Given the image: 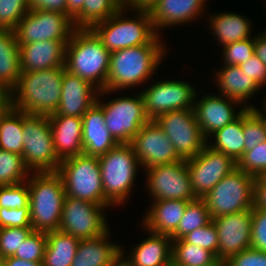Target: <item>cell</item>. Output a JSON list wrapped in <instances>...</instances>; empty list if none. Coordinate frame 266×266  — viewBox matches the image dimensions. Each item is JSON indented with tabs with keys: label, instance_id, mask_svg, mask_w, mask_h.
<instances>
[{
	"label": "cell",
	"instance_id": "6da1fadb",
	"mask_svg": "<svg viewBox=\"0 0 266 266\" xmlns=\"http://www.w3.org/2000/svg\"><path fill=\"white\" fill-rule=\"evenodd\" d=\"M164 47L163 44H142L112 52L106 87L99 91L101 96L148 82L163 60Z\"/></svg>",
	"mask_w": 266,
	"mask_h": 266
},
{
	"label": "cell",
	"instance_id": "7a4b0ae2",
	"mask_svg": "<svg viewBox=\"0 0 266 266\" xmlns=\"http://www.w3.org/2000/svg\"><path fill=\"white\" fill-rule=\"evenodd\" d=\"M65 66L22 72L11 90L12 107L27 114L50 115L58 108Z\"/></svg>",
	"mask_w": 266,
	"mask_h": 266
},
{
	"label": "cell",
	"instance_id": "3957f363",
	"mask_svg": "<svg viewBox=\"0 0 266 266\" xmlns=\"http://www.w3.org/2000/svg\"><path fill=\"white\" fill-rule=\"evenodd\" d=\"M110 55L90 28H76L66 44L64 66L70 73L87 80L99 90H104Z\"/></svg>",
	"mask_w": 266,
	"mask_h": 266
},
{
	"label": "cell",
	"instance_id": "277c9868",
	"mask_svg": "<svg viewBox=\"0 0 266 266\" xmlns=\"http://www.w3.org/2000/svg\"><path fill=\"white\" fill-rule=\"evenodd\" d=\"M27 185L33 231L58 230L66 196L61 176L57 172H34Z\"/></svg>",
	"mask_w": 266,
	"mask_h": 266
},
{
	"label": "cell",
	"instance_id": "5b68a950",
	"mask_svg": "<svg viewBox=\"0 0 266 266\" xmlns=\"http://www.w3.org/2000/svg\"><path fill=\"white\" fill-rule=\"evenodd\" d=\"M125 10L121 7L107 20L90 28L110 53L142 44H161V35L155 31L149 12L136 11L138 17L133 20L122 16Z\"/></svg>",
	"mask_w": 266,
	"mask_h": 266
},
{
	"label": "cell",
	"instance_id": "8992f818",
	"mask_svg": "<svg viewBox=\"0 0 266 266\" xmlns=\"http://www.w3.org/2000/svg\"><path fill=\"white\" fill-rule=\"evenodd\" d=\"M98 160L105 199L113 206L123 204L129 198L140 164L132 145L118 144Z\"/></svg>",
	"mask_w": 266,
	"mask_h": 266
},
{
	"label": "cell",
	"instance_id": "52a82bcc",
	"mask_svg": "<svg viewBox=\"0 0 266 266\" xmlns=\"http://www.w3.org/2000/svg\"><path fill=\"white\" fill-rule=\"evenodd\" d=\"M57 173L63 180L66 196L112 206L104 197L98 157L81 154L63 159Z\"/></svg>",
	"mask_w": 266,
	"mask_h": 266
},
{
	"label": "cell",
	"instance_id": "ba28073f",
	"mask_svg": "<svg viewBox=\"0 0 266 266\" xmlns=\"http://www.w3.org/2000/svg\"><path fill=\"white\" fill-rule=\"evenodd\" d=\"M23 154L25 166L34 172H57V157L48 115L23 112Z\"/></svg>",
	"mask_w": 266,
	"mask_h": 266
},
{
	"label": "cell",
	"instance_id": "9c48e42d",
	"mask_svg": "<svg viewBox=\"0 0 266 266\" xmlns=\"http://www.w3.org/2000/svg\"><path fill=\"white\" fill-rule=\"evenodd\" d=\"M255 177L236 168L202 199L211 218L252 209Z\"/></svg>",
	"mask_w": 266,
	"mask_h": 266
},
{
	"label": "cell",
	"instance_id": "30bf717a",
	"mask_svg": "<svg viewBox=\"0 0 266 266\" xmlns=\"http://www.w3.org/2000/svg\"><path fill=\"white\" fill-rule=\"evenodd\" d=\"M97 104L103 109L105 125L118 144H130L143 125L150 119L146 115L141 93L134 97L114 98Z\"/></svg>",
	"mask_w": 266,
	"mask_h": 266
},
{
	"label": "cell",
	"instance_id": "8fae6325",
	"mask_svg": "<svg viewBox=\"0 0 266 266\" xmlns=\"http://www.w3.org/2000/svg\"><path fill=\"white\" fill-rule=\"evenodd\" d=\"M155 121L169 137L181 160L195 157L207 144L193 109L167 112L160 115Z\"/></svg>",
	"mask_w": 266,
	"mask_h": 266
},
{
	"label": "cell",
	"instance_id": "7c38bea8",
	"mask_svg": "<svg viewBox=\"0 0 266 266\" xmlns=\"http://www.w3.org/2000/svg\"><path fill=\"white\" fill-rule=\"evenodd\" d=\"M103 205L65 196L59 231L80 240L98 237L108 230Z\"/></svg>",
	"mask_w": 266,
	"mask_h": 266
},
{
	"label": "cell",
	"instance_id": "4fadbf2b",
	"mask_svg": "<svg viewBox=\"0 0 266 266\" xmlns=\"http://www.w3.org/2000/svg\"><path fill=\"white\" fill-rule=\"evenodd\" d=\"M147 188L154 201L177 199L192 201L197 199L192 190L186 160L155 165L147 170Z\"/></svg>",
	"mask_w": 266,
	"mask_h": 266
},
{
	"label": "cell",
	"instance_id": "5bb4252c",
	"mask_svg": "<svg viewBox=\"0 0 266 266\" xmlns=\"http://www.w3.org/2000/svg\"><path fill=\"white\" fill-rule=\"evenodd\" d=\"M76 28L63 13L45 10L29 11L18 23L15 31L18 44L44 40H70Z\"/></svg>",
	"mask_w": 266,
	"mask_h": 266
},
{
	"label": "cell",
	"instance_id": "9a60e30c",
	"mask_svg": "<svg viewBox=\"0 0 266 266\" xmlns=\"http://www.w3.org/2000/svg\"><path fill=\"white\" fill-rule=\"evenodd\" d=\"M141 95L146 115L150 120H156L167 112L193 109L197 93L188 82L162 80L146 88Z\"/></svg>",
	"mask_w": 266,
	"mask_h": 266
},
{
	"label": "cell",
	"instance_id": "2e32d148",
	"mask_svg": "<svg viewBox=\"0 0 266 266\" xmlns=\"http://www.w3.org/2000/svg\"><path fill=\"white\" fill-rule=\"evenodd\" d=\"M192 190L197 198H203L225 176L237 168V163L223 152L206 144L203 150L186 160Z\"/></svg>",
	"mask_w": 266,
	"mask_h": 266
},
{
	"label": "cell",
	"instance_id": "e0dca14e",
	"mask_svg": "<svg viewBox=\"0 0 266 266\" xmlns=\"http://www.w3.org/2000/svg\"><path fill=\"white\" fill-rule=\"evenodd\" d=\"M130 144L144 169L181 160L169 137L155 120L143 125Z\"/></svg>",
	"mask_w": 266,
	"mask_h": 266
},
{
	"label": "cell",
	"instance_id": "ac0fdd59",
	"mask_svg": "<svg viewBox=\"0 0 266 266\" xmlns=\"http://www.w3.org/2000/svg\"><path fill=\"white\" fill-rule=\"evenodd\" d=\"M218 234L217 259L223 264L231 256L251 247V209L212 219Z\"/></svg>",
	"mask_w": 266,
	"mask_h": 266
},
{
	"label": "cell",
	"instance_id": "d6986e66",
	"mask_svg": "<svg viewBox=\"0 0 266 266\" xmlns=\"http://www.w3.org/2000/svg\"><path fill=\"white\" fill-rule=\"evenodd\" d=\"M239 103L240 102L223 95L221 97L213 94H207V96L205 95V97H202L194 103L193 110L196 121L207 141L212 138L211 135L217 130H220L225 125L237 119L246 108L252 109L255 107L253 104H246V106L242 109L240 108L236 113L233 105H239Z\"/></svg>",
	"mask_w": 266,
	"mask_h": 266
},
{
	"label": "cell",
	"instance_id": "ffe728a7",
	"mask_svg": "<svg viewBox=\"0 0 266 266\" xmlns=\"http://www.w3.org/2000/svg\"><path fill=\"white\" fill-rule=\"evenodd\" d=\"M99 89L87 80L65 70L58 108L50 115L80 117L97 102ZM97 93V94H96Z\"/></svg>",
	"mask_w": 266,
	"mask_h": 266
},
{
	"label": "cell",
	"instance_id": "44dd1931",
	"mask_svg": "<svg viewBox=\"0 0 266 266\" xmlns=\"http://www.w3.org/2000/svg\"><path fill=\"white\" fill-rule=\"evenodd\" d=\"M69 40H44L19 44L21 71H41L65 65Z\"/></svg>",
	"mask_w": 266,
	"mask_h": 266
},
{
	"label": "cell",
	"instance_id": "7402d4cb",
	"mask_svg": "<svg viewBox=\"0 0 266 266\" xmlns=\"http://www.w3.org/2000/svg\"><path fill=\"white\" fill-rule=\"evenodd\" d=\"M117 145L105 125L103 109L95 103L82 116L83 154L99 157Z\"/></svg>",
	"mask_w": 266,
	"mask_h": 266
},
{
	"label": "cell",
	"instance_id": "603a6c76",
	"mask_svg": "<svg viewBox=\"0 0 266 266\" xmlns=\"http://www.w3.org/2000/svg\"><path fill=\"white\" fill-rule=\"evenodd\" d=\"M48 118L57 157L63 160L83 154L82 118L67 115H48Z\"/></svg>",
	"mask_w": 266,
	"mask_h": 266
},
{
	"label": "cell",
	"instance_id": "cb8c5ba5",
	"mask_svg": "<svg viewBox=\"0 0 266 266\" xmlns=\"http://www.w3.org/2000/svg\"><path fill=\"white\" fill-rule=\"evenodd\" d=\"M110 231L80 240L71 266H114L121 259L123 247L108 241Z\"/></svg>",
	"mask_w": 266,
	"mask_h": 266
},
{
	"label": "cell",
	"instance_id": "d4e9b609",
	"mask_svg": "<svg viewBox=\"0 0 266 266\" xmlns=\"http://www.w3.org/2000/svg\"><path fill=\"white\" fill-rule=\"evenodd\" d=\"M137 244L131 252V257L124 259L121 250V260L127 266H170L172 255V238L168 235L154 232Z\"/></svg>",
	"mask_w": 266,
	"mask_h": 266
},
{
	"label": "cell",
	"instance_id": "484cf974",
	"mask_svg": "<svg viewBox=\"0 0 266 266\" xmlns=\"http://www.w3.org/2000/svg\"><path fill=\"white\" fill-rule=\"evenodd\" d=\"M206 0H159L149 12L153 27L158 29L173 27L197 18L203 11ZM198 14V15H197Z\"/></svg>",
	"mask_w": 266,
	"mask_h": 266
},
{
	"label": "cell",
	"instance_id": "4316f807",
	"mask_svg": "<svg viewBox=\"0 0 266 266\" xmlns=\"http://www.w3.org/2000/svg\"><path fill=\"white\" fill-rule=\"evenodd\" d=\"M189 201L168 199L156 200L145 214L143 228L148 232L172 236L185 212Z\"/></svg>",
	"mask_w": 266,
	"mask_h": 266
},
{
	"label": "cell",
	"instance_id": "83f0119b",
	"mask_svg": "<svg viewBox=\"0 0 266 266\" xmlns=\"http://www.w3.org/2000/svg\"><path fill=\"white\" fill-rule=\"evenodd\" d=\"M216 75L221 94L242 104L260 89V86L237 65H225Z\"/></svg>",
	"mask_w": 266,
	"mask_h": 266
},
{
	"label": "cell",
	"instance_id": "f1b7e54d",
	"mask_svg": "<svg viewBox=\"0 0 266 266\" xmlns=\"http://www.w3.org/2000/svg\"><path fill=\"white\" fill-rule=\"evenodd\" d=\"M21 73L20 49L15 31L0 29V84L12 90Z\"/></svg>",
	"mask_w": 266,
	"mask_h": 266
},
{
	"label": "cell",
	"instance_id": "f546056e",
	"mask_svg": "<svg viewBox=\"0 0 266 266\" xmlns=\"http://www.w3.org/2000/svg\"><path fill=\"white\" fill-rule=\"evenodd\" d=\"M43 266H71L80 239L59 230L46 232Z\"/></svg>",
	"mask_w": 266,
	"mask_h": 266
},
{
	"label": "cell",
	"instance_id": "4dcf8cb0",
	"mask_svg": "<svg viewBox=\"0 0 266 266\" xmlns=\"http://www.w3.org/2000/svg\"><path fill=\"white\" fill-rule=\"evenodd\" d=\"M214 15L209 19L211 30L222 46L252 37L250 34L251 22L244 16L228 11Z\"/></svg>",
	"mask_w": 266,
	"mask_h": 266
},
{
	"label": "cell",
	"instance_id": "1f68e13d",
	"mask_svg": "<svg viewBox=\"0 0 266 266\" xmlns=\"http://www.w3.org/2000/svg\"><path fill=\"white\" fill-rule=\"evenodd\" d=\"M212 135L215 137L214 145H210L209 141H207L208 146L216 151L223 152L237 163L245 152L243 112L233 122L225 125Z\"/></svg>",
	"mask_w": 266,
	"mask_h": 266
},
{
	"label": "cell",
	"instance_id": "d6a6232c",
	"mask_svg": "<svg viewBox=\"0 0 266 266\" xmlns=\"http://www.w3.org/2000/svg\"><path fill=\"white\" fill-rule=\"evenodd\" d=\"M172 265L222 266L216 255L205 248L187 243L183 238L172 240Z\"/></svg>",
	"mask_w": 266,
	"mask_h": 266
},
{
	"label": "cell",
	"instance_id": "836d02e7",
	"mask_svg": "<svg viewBox=\"0 0 266 266\" xmlns=\"http://www.w3.org/2000/svg\"><path fill=\"white\" fill-rule=\"evenodd\" d=\"M23 111L10 108L0 117V148L23 154Z\"/></svg>",
	"mask_w": 266,
	"mask_h": 266
},
{
	"label": "cell",
	"instance_id": "e575fe53",
	"mask_svg": "<svg viewBox=\"0 0 266 266\" xmlns=\"http://www.w3.org/2000/svg\"><path fill=\"white\" fill-rule=\"evenodd\" d=\"M121 7L120 0H85L73 25L75 28H91L94 24L107 20Z\"/></svg>",
	"mask_w": 266,
	"mask_h": 266
},
{
	"label": "cell",
	"instance_id": "d590c367",
	"mask_svg": "<svg viewBox=\"0 0 266 266\" xmlns=\"http://www.w3.org/2000/svg\"><path fill=\"white\" fill-rule=\"evenodd\" d=\"M211 221L212 218L202 198L189 201L177 230L171 238L172 240L182 239L188 233L209 224Z\"/></svg>",
	"mask_w": 266,
	"mask_h": 266
},
{
	"label": "cell",
	"instance_id": "8d00e7d4",
	"mask_svg": "<svg viewBox=\"0 0 266 266\" xmlns=\"http://www.w3.org/2000/svg\"><path fill=\"white\" fill-rule=\"evenodd\" d=\"M29 173L30 170L25 166L22 155L0 148V186L26 181Z\"/></svg>",
	"mask_w": 266,
	"mask_h": 266
},
{
	"label": "cell",
	"instance_id": "74e56055",
	"mask_svg": "<svg viewBox=\"0 0 266 266\" xmlns=\"http://www.w3.org/2000/svg\"><path fill=\"white\" fill-rule=\"evenodd\" d=\"M243 134L245 138V151L266 140V126L263 119L251 108L243 111Z\"/></svg>",
	"mask_w": 266,
	"mask_h": 266
},
{
	"label": "cell",
	"instance_id": "f35d334b",
	"mask_svg": "<svg viewBox=\"0 0 266 266\" xmlns=\"http://www.w3.org/2000/svg\"><path fill=\"white\" fill-rule=\"evenodd\" d=\"M237 168L254 177L266 175V140L245 151L237 162Z\"/></svg>",
	"mask_w": 266,
	"mask_h": 266
},
{
	"label": "cell",
	"instance_id": "ab89813d",
	"mask_svg": "<svg viewBox=\"0 0 266 266\" xmlns=\"http://www.w3.org/2000/svg\"><path fill=\"white\" fill-rule=\"evenodd\" d=\"M46 243V232L32 231L13 257L24 261L42 262Z\"/></svg>",
	"mask_w": 266,
	"mask_h": 266
},
{
	"label": "cell",
	"instance_id": "60d3db41",
	"mask_svg": "<svg viewBox=\"0 0 266 266\" xmlns=\"http://www.w3.org/2000/svg\"><path fill=\"white\" fill-rule=\"evenodd\" d=\"M32 231L25 227L0 228V259L13 256Z\"/></svg>",
	"mask_w": 266,
	"mask_h": 266
},
{
	"label": "cell",
	"instance_id": "b9f144b4",
	"mask_svg": "<svg viewBox=\"0 0 266 266\" xmlns=\"http://www.w3.org/2000/svg\"><path fill=\"white\" fill-rule=\"evenodd\" d=\"M28 12L27 0H0V29L14 31Z\"/></svg>",
	"mask_w": 266,
	"mask_h": 266
},
{
	"label": "cell",
	"instance_id": "7bdbcfd3",
	"mask_svg": "<svg viewBox=\"0 0 266 266\" xmlns=\"http://www.w3.org/2000/svg\"><path fill=\"white\" fill-rule=\"evenodd\" d=\"M22 207H29L27 180L17 184L0 186V208L17 209Z\"/></svg>",
	"mask_w": 266,
	"mask_h": 266
},
{
	"label": "cell",
	"instance_id": "ee69618b",
	"mask_svg": "<svg viewBox=\"0 0 266 266\" xmlns=\"http://www.w3.org/2000/svg\"><path fill=\"white\" fill-rule=\"evenodd\" d=\"M183 239L190 244L205 248L216 256L218 254L219 239L217 229L211 221L209 224L188 233Z\"/></svg>",
	"mask_w": 266,
	"mask_h": 266
},
{
	"label": "cell",
	"instance_id": "f6af8a7d",
	"mask_svg": "<svg viewBox=\"0 0 266 266\" xmlns=\"http://www.w3.org/2000/svg\"><path fill=\"white\" fill-rule=\"evenodd\" d=\"M225 65H241L254 55V37L224 45Z\"/></svg>",
	"mask_w": 266,
	"mask_h": 266
},
{
	"label": "cell",
	"instance_id": "bcb514c9",
	"mask_svg": "<svg viewBox=\"0 0 266 266\" xmlns=\"http://www.w3.org/2000/svg\"><path fill=\"white\" fill-rule=\"evenodd\" d=\"M251 248L266 252V210L252 207Z\"/></svg>",
	"mask_w": 266,
	"mask_h": 266
},
{
	"label": "cell",
	"instance_id": "7dc6e473",
	"mask_svg": "<svg viewBox=\"0 0 266 266\" xmlns=\"http://www.w3.org/2000/svg\"><path fill=\"white\" fill-rule=\"evenodd\" d=\"M6 227L32 228L29 207L17 209L0 208V228Z\"/></svg>",
	"mask_w": 266,
	"mask_h": 266
},
{
	"label": "cell",
	"instance_id": "c3c4849f",
	"mask_svg": "<svg viewBox=\"0 0 266 266\" xmlns=\"http://www.w3.org/2000/svg\"><path fill=\"white\" fill-rule=\"evenodd\" d=\"M222 266H266V252L250 247L231 256Z\"/></svg>",
	"mask_w": 266,
	"mask_h": 266
},
{
	"label": "cell",
	"instance_id": "681fc988",
	"mask_svg": "<svg viewBox=\"0 0 266 266\" xmlns=\"http://www.w3.org/2000/svg\"><path fill=\"white\" fill-rule=\"evenodd\" d=\"M239 67L260 87L266 83V65L256 55L243 62Z\"/></svg>",
	"mask_w": 266,
	"mask_h": 266
},
{
	"label": "cell",
	"instance_id": "f907efd6",
	"mask_svg": "<svg viewBox=\"0 0 266 266\" xmlns=\"http://www.w3.org/2000/svg\"><path fill=\"white\" fill-rule=\"evenodd\" d=\"M29 11L45 10L67 15V0H27Z\"/></svg>",
	"mask_w": 266,
	"mask_h": 266
},
{
	"label": "cell",
	"instance_id": "816d5d0a",
	"mask_svg": "<svg viewBox=\"0 0 266 266\" xmlns=\"http://www.w3.org/2000/svg\"><path fill=\"white\" fill-rule=\"evenodd\" d=\"M253 206L266 210V175L255 177Z\"/></svg>",
	"mask_w": 266,
	"mask_h": 266
},
{
	"label": "cell",
	"instance_id": "f5cc1de1",
	"mask_svg": "<svg viewBox=\"0 0 266 266\" xmlns=\"http://www.w3.org/2000/svg\"><path fill=\"white\" fill-rule=\"evenodd\" d=\"M159 0H120L122 7L134 11L150 12ZM133 8V9H132Z\"/></svg>",
	"mask_w": 266,
	"mask_h": 266
},
{
	"label": "cell",
	"instance_id": "db71d44e",
	"mask_svg": "<svg viewBox=\"0 0 266 266\" xmlns=\"http://www.w3.org/2000/svg\"><path fill=\"white\" fill-rule=\"evenodd\" d=\"M12 108L11 90L0 84V117Z\"/></svg>",
	"mask_w": 266,
	"mask_h": 266
},
{
	"label": "cell",
	"instance_id": "11a10c76",
	"mask_svg": "<svg viewBox=\"0 0 266 266\" xmlns=\"http://www.w3.org/2000/svg\"><path fill=\"white\" fill-rule=\"evenodd\" d=\"M254 55L266 65V36L261 33L254 37Z\"/></svg>",
	"mask_w": 266,
	"mask_h": 266
},
{
	"label": "cell",
	"instance_id": "9f6ffc18",
	"mask_svg": "<svg viewBox=\"0 0 266 266\" xmlns=\"http://www.w3.org/2000/svg\"><path fill=\"white\" fill-rule=\"evenodd\" d=\"M85 0H67V16L73 21L82 11Z\"/></svg>",
	"mask_w": 266,
	"mask_h": 266
},
{
	"label": "cell",
	"instance_id": "6f0895ef",
	"mask_svg": "<svg viewBox=\"0 0 266 266\" xmlns=\"http://www.w3.org/2000/svg\"><path fill=\"white\" fill-rule=\"evenodd\" d=\"M5 266H43L42 262L24 261L22 259L9 256L1 259Z\"/></svg>",
	"mask_w": 266,
	"mask_h": 266
},
{
	"label": "cell",
	"instance_id": "680465c9",
	"mask_svg": "<svg viewBox=\"0 0 266 266\" xmlns=\"http://www.w3.org/2000/svg\"><path fill=\"white\" fill-rule=\"evenodd\" d=\"M266 98V97H265ZM263 110L256 109V107L252 108L256 113H266V99H264V104H263Z\"/></svg>",
	"mask_w": 266,
	"mask_h": 266
},
{
	"label": "cell",
	"instance_id": "91938a15",
	"mask_svg": "<svg viewBox=\"0 0 266 266\" xmlns=\"http://www.w3.org/2000/svg\"><path fill=\"white\" fill-rule=\"evenodd\" d=\"M262 119H263V122L265 123V126H266V113H257Z\"/></svg>",
	"mask_w": 266,
	"mask_h": 266
},
{
	"label": "cell",
	"instance_id": "94428289",
	"mask_svg": "<svg viewBox=\"0 0 266 266\" xmlns=\"http://www.w3.org/2000/svg\"><path fill=\"white\" fill-rule=\"evenodd\" d=\"M114 266H127L121 259Z\"/></svg>",
	"mask_w": 266,
	"mask_h": 266
},
{
	"label": "cell",
	"instance_id": "6125c7cd",
	"mask_svg": "<svg viewBox=\"0 0 266 266\" xmlns=\"http://www.w3.org/2000/svg\"><path fill=\"white\" fill-rule=\"evenodd\" d=\"M0 266H5L4 262L0 259Z\"/></svg>",
	"mask_w": 266,
	"mask_h": 266
}]
</instances>
